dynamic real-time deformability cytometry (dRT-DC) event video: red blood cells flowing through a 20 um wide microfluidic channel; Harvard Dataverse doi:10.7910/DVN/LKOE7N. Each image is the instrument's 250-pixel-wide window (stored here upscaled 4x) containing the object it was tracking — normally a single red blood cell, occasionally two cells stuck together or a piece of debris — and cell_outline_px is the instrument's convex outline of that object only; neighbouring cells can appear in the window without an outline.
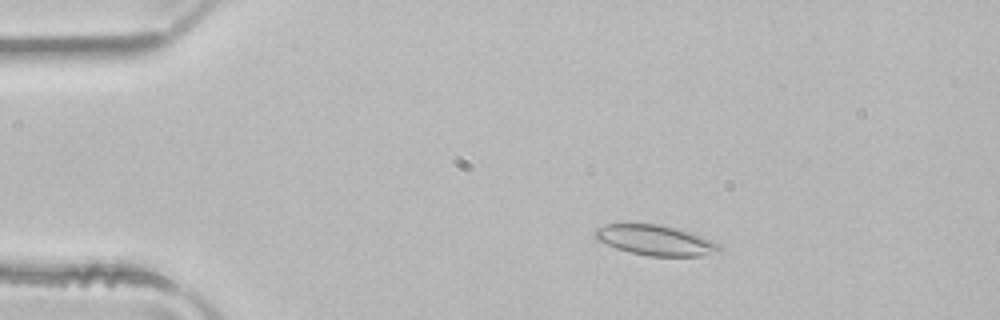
{"species": "common noctule bat (a hibernating species)", "species_latin": "Nyctalus noctula", "temperature_condition": "room temperature", "stored_images_in_passage": 50, "camera_frame_rate_fps": 3000, "um_per_image_px": 0.085, "animal": {"sex": "male", "body_mass_g": 21.5, "forearm_length_mm": 52.0}, "frame": {"image": 1, "passage_image": 8, "time_ms": 2.333, "image_size_px": [1000, 320], "cell_outline_px": [[724, 248], [700, 256], [648, 256], [628, 252], [616, 248], [600, 240], [596, 236], [596, 228], [608, 224], [660, 224], [680, 228], [720, 244]], "centroid_in_image_um": [55.74, 20.42], "position_along_channel_um": 29.3, "area_um2": 21.62}}
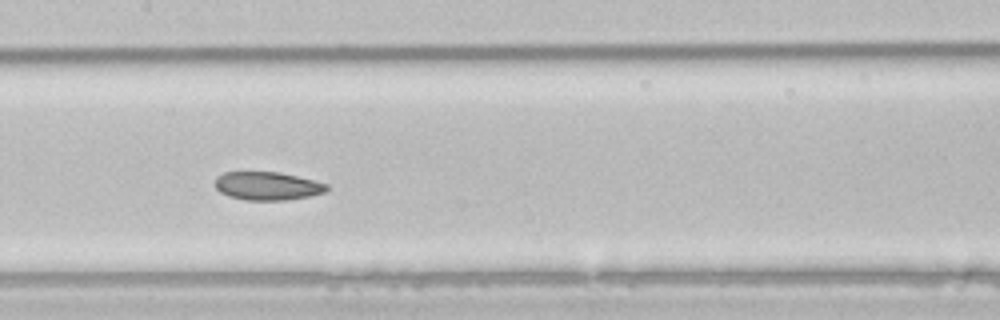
{"frame": {"image": 2, "passage_image": 24, "time_ms": 7.667, "image_size_px": [1000, 320], "cell_outline_px": [[328, 188], [324, 192], [308, 196], [288, 200], [248, 200], [228, 196], [220, 192], [216, 188], [216, 176], [224, 172], [280, 172], [328, 184]], "centroid_in_image_um": [22.71, 15.8], "position_along_channel_um": 184.7, "area_um2": 18.26}}
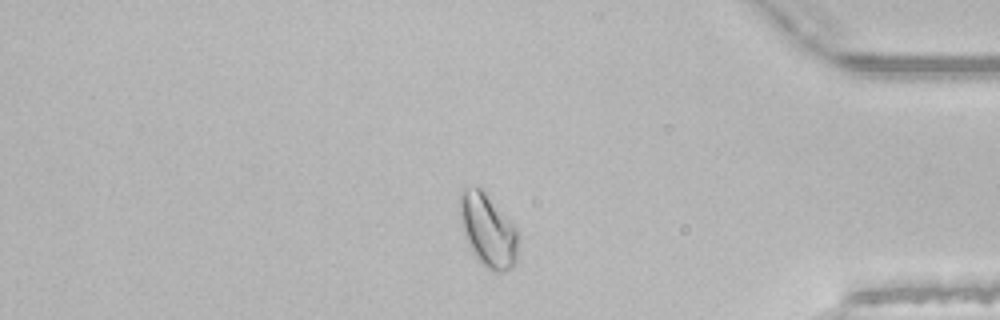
{"frame": {"image": 3, "passage_image": 42, "time_ms": 13.667, "image_size_px": [1000, 320], "cell_outline_px": [[520, 236], [516, 260], [512, 268], [504, 272], [492, 272], [484, 268], [476, 260], [464, 236], [460, 220], [460, 188], [480, 188], [484, 192], [516, 228]], "centroid_in_image_um": [41.48, 19.66], "position_along_channel_um": 393.7, "area_um2": 25.03}, "authors_computed_cell_mechanics": {"area_um2": 21.3571, "velocity_mm_per_s": 3.9679, "shape_relaxation_time_tau1_ms": 8.4869, "shape_relaxation_time_tau2_ms": 5.7809, "deformation_change_tau1": 0.1346, "deformation_change_tau2": 0.0981}}